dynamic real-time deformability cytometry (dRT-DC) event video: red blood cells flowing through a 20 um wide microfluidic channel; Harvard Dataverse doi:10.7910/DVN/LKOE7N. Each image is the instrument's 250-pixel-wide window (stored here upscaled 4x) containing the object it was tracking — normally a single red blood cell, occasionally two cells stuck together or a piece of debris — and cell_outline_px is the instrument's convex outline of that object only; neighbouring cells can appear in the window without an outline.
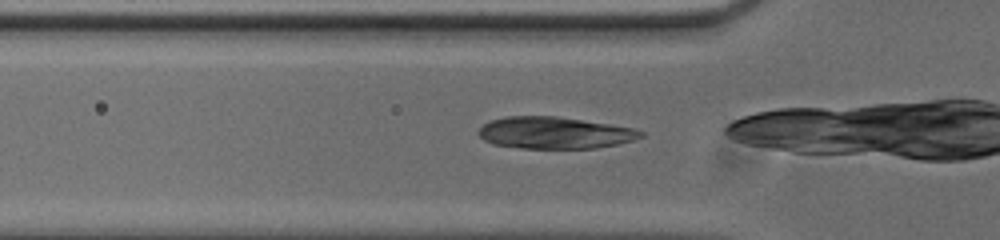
{"species": "common noctule bat (a hibernating species)", "species_latin": "Nyctalus noctula", "temperature_condition": "cold", "stored_images_in_passage": 36, "camera_frame_rate_fps": 3000, "um_per_image_px": 0.085, "animal": {"sex": "male", "body_mass_g": 20.0, "forearm_length_mm": 53.3}, "frame": {"image": 1, "passage_image": 11, "time_ms": 3.333, "image_size_px": [1000, 240], "cell_outline_px": [[644, 136], [632, 140], [616, 144], [596, 148], [524, 148], [492, 144], [484, 140], [476, 132], [488, 120], [504, 116], [556, 116], [612, 124], [632, 128], [644, 132]], "centroid_in_image_um": [47.11, 11.28], "position_along_channel_um": 78.7, "area_um2": 30.11}}
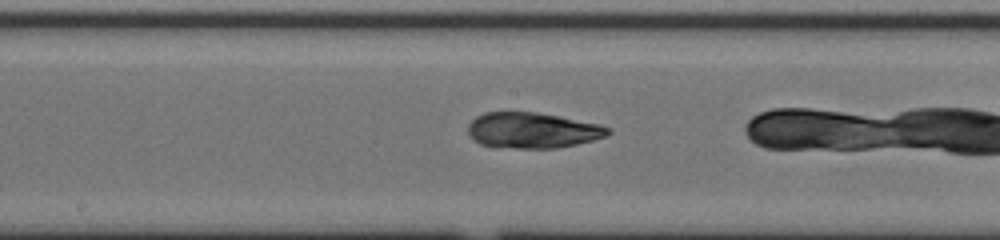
{"frame": {"image": 2, "passage_image": 21, "time_ms": 6.667, "image_size_px": [1000, 240], "cell_outline_px": [[612, 132], [608, 136], [576, 144], [556, 148], [520, 148], [480, 144], [468, 132], [468, 124], [476, 116], [484, 112], [536, 112], [560, 116], [600, 124], [612, 128]], "centroid_in_image_um": [45.32, 11.06], "position_along_channel_um": 202.9, "area_um2": 29.02}}
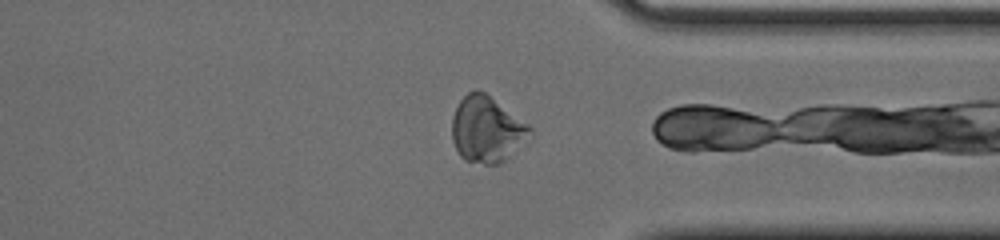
{"frame": {"image": 3, "passage_image": 35, "time_ms": 11.333, "image_size_px": [1000, 240], "cell_outline_px": [[532, 132], [504, 160], [496, 164], [484, 164], [464, 160], [460, 156], [452, 140], [452, 116], [460, 100], [468, 92], [476, 88], [484, 92], [528, 124], [532, 128]], "centroid_in_image_um": [41.32, 10.98], "position_along_channel_um": 370.1, "area_um2": 29.48}}